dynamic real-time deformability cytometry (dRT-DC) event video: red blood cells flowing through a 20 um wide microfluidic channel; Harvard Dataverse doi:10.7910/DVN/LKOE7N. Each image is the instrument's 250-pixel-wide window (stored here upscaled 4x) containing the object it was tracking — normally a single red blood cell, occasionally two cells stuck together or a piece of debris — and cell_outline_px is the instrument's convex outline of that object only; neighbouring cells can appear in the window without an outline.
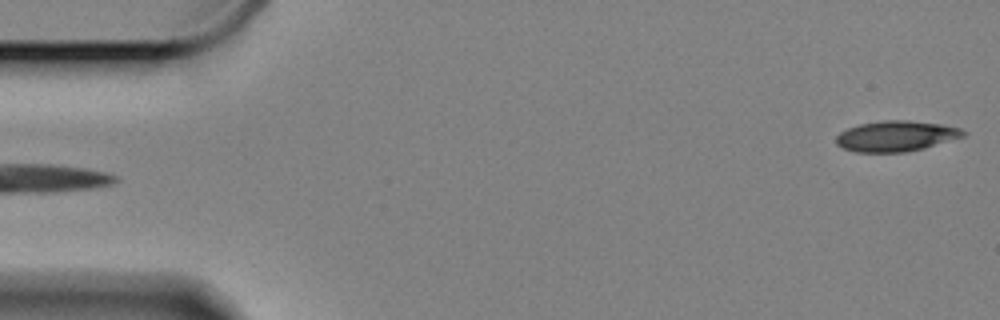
{"species": "Egyptian fruit bat (a non-hibernating species)", "species_latin": "Rousettus aegyptiacus", "temperature_condition": "cold", "stored_images_in_passage": 59, "camera_frame_rate_fps": 3000, "um_per_image_px": 0.085, "animal": {"sex": "female"}, "frame": {"image": 1, "passage_image": 1, "time_ms": 0.0, "image_size_px": [1000, 320], "cell_outline_px": [[968, 132], [964, 136], [924, 148], [908, 152], [856, 152], [844, 148], [836, 144], [836, 136], [840, 132], [848, 128], [860, 124], [884, 120], [908, 120], [940, 124], [960, 128]], "centroid_in_image_um": [76.17, 11.57], "position_along_channel_um": 8.8, "area_um2": 22.6}}
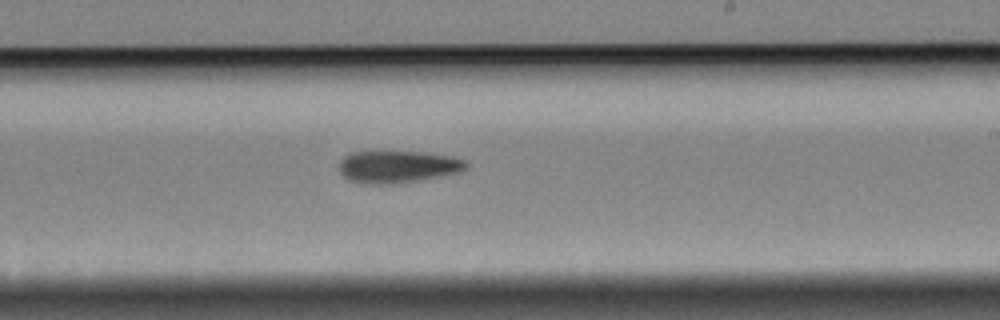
{"frame": {"image": 2, "passage_image": 34, "time_ms": 11.0, "image_size_px": [1000, 320], "cell_outline_px": [[468, 168], [460, 172], [440, 176], [416, 180], [384, 184], [372, 184], [352, 180], [344, 176], [340, 172], [340, 160], [348, 152], [424, 152], [452, 156], [468, 160]], "centroid_in_image_um": [33.86, 14.15], "position_along_channel_um": 255.1, "area_um2": 23.58}}
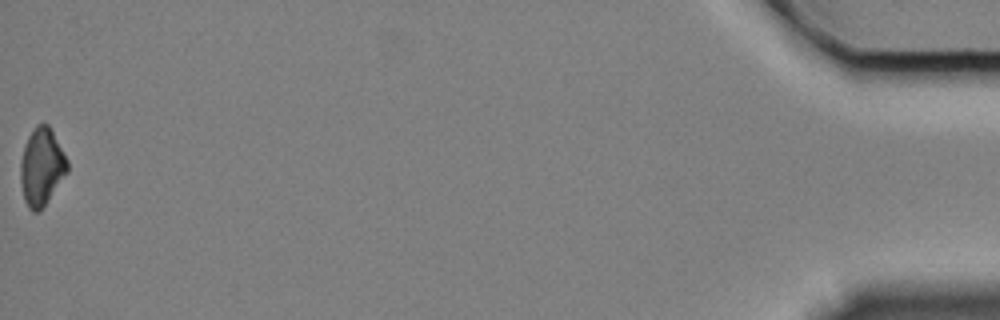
{"frame": {"image": 3, "passage_image": 59, "time_ms": 19.333, "image_size_px": [1000, 320], "cell_outline_px": [[68, 172], [40, 212], [32, 212], [28, 208], [24, 200], [20, 180], [20, 160], [24, 144], [28, 136], [36, 124], [48, 124], [68, 160]], "centroid_in_image_um": [3.52, 14.21], "position_along_channel_um": 431.7, "area_um2": 21.33}, "authors_computed_cell_mechanics": {"area_um2": 23.0622, "velocity_mm_per_s": 3.3161, "shape_relaxation_time_tau1_ms": 9.0044, "shape_relaxation_time_tau2_ms": null, "deformation_change_tau1": 0.1505, "deformation_change_tau2": null}}